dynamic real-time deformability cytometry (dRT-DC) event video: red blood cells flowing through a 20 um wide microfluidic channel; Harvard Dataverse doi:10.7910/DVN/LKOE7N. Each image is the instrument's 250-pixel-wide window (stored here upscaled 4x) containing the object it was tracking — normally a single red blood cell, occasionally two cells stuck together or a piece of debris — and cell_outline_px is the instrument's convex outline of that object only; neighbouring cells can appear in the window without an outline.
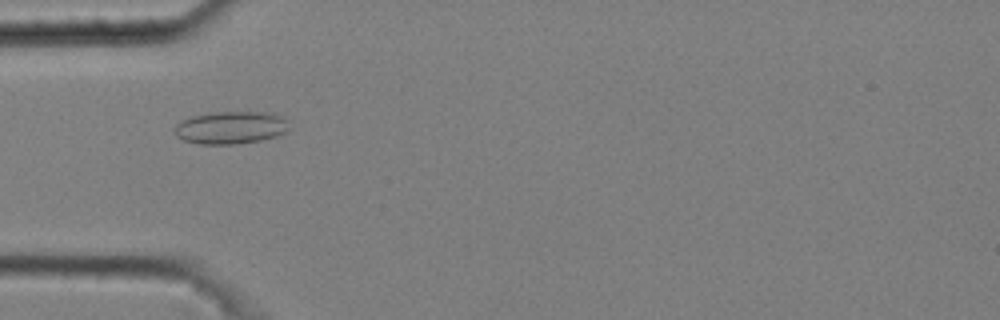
{"species": "common noctule bat (a hibernating species)", "species_latin": "Nyctalus noctula", "temperature_condition": "cold", "stored_images_in_passage": 8, "camera_frame_rate_fps": 3000, "um_per_image_px": 0.085, "animal": {"sex": "male", "body_mass_g": 20.4}, "frame": {"image": 1, "passage_image": 5, "time_ms": 1.333, "image_size_px": [1000, 320], "cell_outline_px": [[288, 128], [284, 132], [276, 136], [260, 140], [236, 144], [200, 144], [184, 140], [176, 136], [172, 128], [176, 124], [192, 116], [208, 112], [268, 112], [284, 116], [288, 120]], "centroid_in_image_um": [19.6, 10.83], "position_along_channel_um": 65.4, "area_um2": 21.91}}
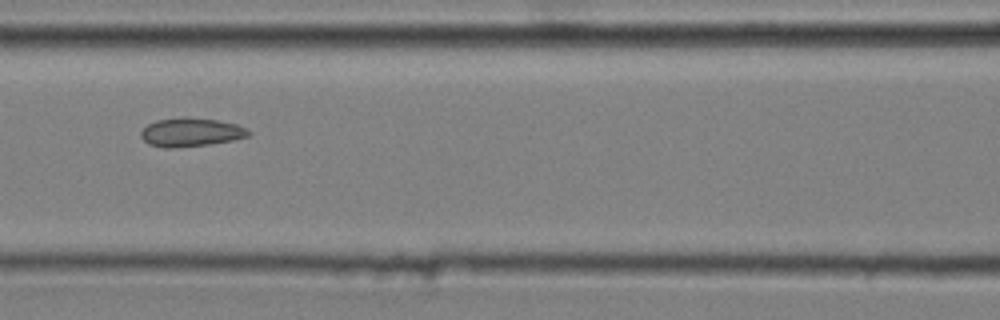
{"frame": {"image": 2, "passage_image": 7, "time_ms": 2.0, "image_size_px": [1000, 320], "cell_outline_px": [[252, 132], [248, 136], [232, 140], [208, 144], [172, 148], [164, 148], [148, 144], [140, 136], [140, 132], [148, 124], [156, 120], [180, 116], [184, 116], [216, 120], [236, 124], [248, 128]], "centroid_in_image_um": [16.21, 11.23], "position_along_channel_um": 150.4, "area_um2": 18.09}}
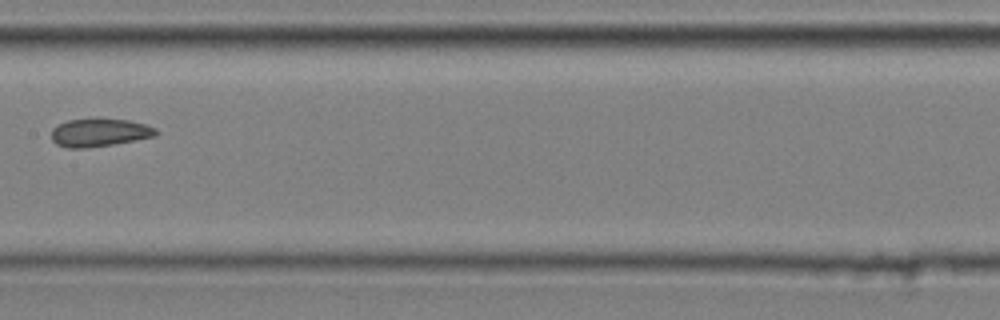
{"frame": {"image": 3, "passage_image": 8, "time_ms": 2.333, "image_size_px": [1000, 320], "cell_outline_px": [[160, 132], [156, 136], [112, 144], [88, 148], [68, 148], [56, 144], [52, 140], [52, 128], [68, 120], [128, 120], [148, 124], [156, 128]], "centroid_in_image_um": [8.49, 11.29], "position_along_channel_um": 198.9, "area_um2": 16.82}}